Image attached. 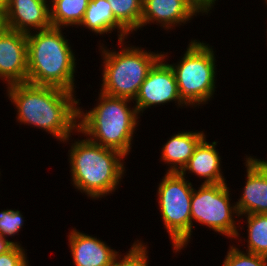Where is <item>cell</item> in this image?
Instances as JSON below:
<instances>
[{
  "instance_id": "cell-1",
  "label": "cell",
  "mask_w": 267,
  "mask_h": 266,
  "mask_svg": "<svg viewBox=\"0 0 267 266\" xmlns=\"http://www.w3.org/2000/svg\"><path fill=\"white\" fill-rule=\"evenodd\" d=\"M7 97L17 109V121L45 130L67 143L78 130V105L74 92L28 82L6 86Z\"/></svg>"
},
{
  "instance_id": "cell-2",
  "label": "cell",
  "mask_w": 267,
  "mask_h": 266,
  "mask_svg": "<svg viewBox=\"0 0 267 266\" xmlns=\"http://www.w3.org/2000/svg\"><path fill=\"white\" fill-rule=\"evenodd\" d=\"M64 36L62 28L52 26L27 34L28 83L76 93L75 52Z\"/></svg>"
},
{
  "instance_id": "cell-3",
  "label": "cell",
  "mask_w": 267,
  "mask_h": 266,
  "mask_svg": "<svg viewBox=\"0 0 267 266\" xmlns=\"http://www.w3.org/2000/svg\"><path fill=\"white\" fill-rule=\"evenodd\" d=\"M68 153L72 185L81 193L97 200L117 190L125 172V155L88 138L75 140Z\"/></svg>"
},
{
  "instance_id": "cell-4",
  "label": "cell",
  "mask_w": 267,
  "mask_h": 266,
  "mask_svg": "<svg viewBox=\"0 0 267 266\" xmlns=\"http://www.w3.org/2000/svg\"><path fill=\"white\" fill-rule=\"evenodd\" d=\"M96 107L89 111L78 107V130L100 146L119 151L126 157L131 151L139 113L132 100L98 93ZM83 109V110H82Z\"/></svg>"
},
{
  "instance_id": "cell-5",
  "label": "cell",
  "mask_w": 267,
  "mask_h": 266,
  "mask_svg": "<svg viewBox=\"0 0 267 266\" xmlns=\"http://www.w3.org/2000/svg\"><path fill=\"white\" fill-rule=\"evenodd\" d=\"M125 40L118 43L121 50H109L100 45L104 67L102 70V86L104 94L132 100L138 94L150 69L162 57V52H149L136 46L125 45ZM125 46V47H124ZM130 46V47H129Z\"/></svg>"
},
{
  "instance_id": "cell-6",
  "label": "cell",
  "mask_w": 267,
  "mask_h": 266,
  "mask_svg": "<svg viewBox=\"0 0 267 266\" xmlns=\"http://www.w3.org/2000/svg\"><path fill=\"white\" fill-rule=\"evenodd\" d=\"M177 63L169 64L174 72L178 92L187 106L207 104L216 91V57L212 46L191 40Z\"/></svg>"
},
{
  "instance_id": "cell-7",
  "label": "cell",
  "mask_w": 267,
  "mask_h": 266,
  "mask_svg": "<svg viewBox=\"0 0 267 266\" xmlns=\"http://www.w3.org/2000/svg\"><path fill=\"white\" fill-rule=\"evenodd\" d=\"M180 173H167L159 183L157 200L173 253L180 252L191 240V197L193 185Z\"/></svg>"
},
{
  "instance_id": "cell-8",
  "label": "cell",
  "mask_w": 267,
  "mask_h": 266,
  "mask_svg": "<svg viewBox=\"0 0 267 266\" xmlns=\"http://www.w3.org/2000/svg\"><path fill=\"white\" fill-rule=\"evenodd\" d=\"M227 183L203 184L198 190L193 189L191 197V235L193 221L207 226L220 235L239 240L240 233L237 229L239 222L235 217H240L236 204L230 203L231 197ZM236 214V215H235ZM236 221H235V220ZM239 237V238H238Z\"/></svg>"
},
{
  "instance_id": "cell-9",
  "label": "cell",
  "mask_w": 267,
  "mask_h": 266,
  "mask_svg": "<svg viewBox=\"0 0 267 266\" xmlns=\"http://www.w3.org/2000/svg\"><path fill=\"white\" fill-rule=\"evenodd\" d=\"M167 56L168 53H162V57L150 69L145 81L139 88L134 99V106L139 115L151 106L156 107L173 101L177 103V107H187L179 95L174 72L169 63L165 61Z\"/></svg>"
},
{
  "instance_id": "cell-10",
  "label": "cell",
  "mask_w": 267,
  "mask_h": 266,
  "mask_svg": "<svg viewBox=\"0 0 267 266\" xmlns=\"http://www.w3.org/2000/svg\"><path fill=\"white\" fill-rule=\"evenodd\" d=\"M27 34L4 28L0 33V78L6 86L27 82Z\"/></svg>"
},
{
  "instance_id": "cell-11",
  "label": "cell",
  "mask_w": 267,
  "mask_h": 266,
  "mask_svg": "<svg viewBox=\"0 0 267 266\" xmlns=\"http://www.w3.org/2000/svg\"><path fill=\"white\" fill-rule=\"evenodd\" d=\"M48 2V0H7L2 13L5 28L25 34L50 28Z\"/></svg>"
},
{
  "instance_id": "cell-12",
  "label": "cell",
  "mask_w": 267,
  "mask_h": 266,
  "mask_svg": "<svg viewBox=\"0 0 267 266\" xmlns=\"http://www.w3.org/2000/svg\"><path fill=\"white\" fill-rule=\"evenodd\" d=\"M246 182L235 202L240 218L246 214H267V161L247 156ZM242 216V217H241Z\"/></svg>"
},
{
  "instance_id": "cell-13",
  "label": "cell",
  "mask_w": 267,
  "mask_h": 266,
  "mask_svg": "<svg viewBox=\"0 0 267 266\" xmlns=\"http://www.w3.org/2000/svg\"><path fill=\"white\" fill-rule=\"evenodd\" d=\"M197 14L201 13L189 0H143L141 28L155 22L164 30L175 29Z\"/></svg>"
},
{
  "instance_id": "cell-14",
  "label": "cell",
  "mask_w": 267,
  "mask_h": 266,
  "mask_svg": "<svg viewBox=\"0 0 267 266\" xmlns=\"http://www.w3.org/2000/svg\"><path fill=\"white\" fill-rule=\"evenodd\" d=\"M68 240L74 266H112L114 257L119 253L106 242L76 228L69 232Z\"/></svg>"
},
{
  "instance_id": "cell-15",
  "label": "cell",
  "mask_w": 267,
  "mask_h": 266,
  "mask_svg": "<svg viewBox=\"0 0 267 266\" xmlns=\"http://www.w3.org/2000/svg\"><path fill=\"white\" fill-rule=\"evenodd\" d=\"M217 141L209 143L206 136L195 147L193 155L180 174L185 177L186 171L204 178L203 184L226 183L221 171V156L216 149Z\"/></svg>"
},
{
  "instance_id": "cell-16",
  "label": "cell",
  "mask_w": 267,
  "mask_h": 266,
  "mask_svg": "<svg viewBox=\"0 0 267 266\" xmlns=\"http://www.w3.org/2000/svg\"><path fill=\"white\" fill-rule=\"evenodd\" d=\"M203 131H183L173 134L161 150V160L168 164L167 173H180L189 158L193 155L195 147L205 137Z\"/></svg>"
},
{
  "instance_id": "cell-17",
  "label": "cell",
  "mask_w": 267,
  "mask_h": 266,
  "mask_svg": "<svg viewBox=\"0 0 267 266\" xmlns=\"http://www.w3.org/2000/svg\"><path fill=\"white\" fill-rule=\"evenodd\" d=\"M79 26L95 34H108L117 29L118 42L127 40L129 33L115 20L108 0H90Z\"/></svg>"
},
{
  "instance_id": "cell-18",
  "label": "cell",
  "mask_w": 267,
  "mask_h": 266,
  "mask_svg": "<svg viewBox=\"0 0 267 266\" xmlns=\"http://www.w3.org/2000/svg\"><path fill=\"white\" fill-rule=\"evenodd\" d=\"M90 0H52L49 3L52 27L79 26ZM65 26V27H64Z\"/></svg>"
},
{
  "instance_id": "cell-19",
  "label": "cell",
  "mask_w": 267,
  "mask_h": 266,
  "mask_svg": "<svg viewBox=\"0 0 267 266\" xmlns=\"http://www.w3.org/2000/svg\"><path fill=\"white\" fill-rule=\"evenodd\" d=\"M115 20L129 33L141 30L143 0H108Z\"/></svg>"
},
{
  "instance_id": "cell-20",
  "label": "cell",
  "mask_w": 267,
  "mask_h": 266,
  "mask_svg": "<svg viewBox=\"0 0 267 266\" xmlns=\"http://www.w3.org/2000/svg\"><path fill=\"white\" fill-rule=\"evenodd\" d=\"M247 249L246 252L267 257V214H246Z\"/></svg>"
},
{
  "instance_id": "cell-21",
  "label": "cell",
  "mask_w": 267,
  "mask_h": 266,
  "mask_svg": "<svg viewBox=\"0 0 267 266\" xmlns=\"http://www.w3.org/2000/svg\"><path fill=\"white\" fill-rule=\"evenodd\" d=\"M147 245L143 241H135L128 253L114 257L112 266H148ZM122 258V259H121Z\"/></svg>"
},
{
  "instance_id": "cell-22",
  "label": "cell",
  "mask_w": 267,
  "mask_h": 266,
  "mask_svg": "<svg viewBox=\"0 0 267 266\" xmlns=\"http://www.w3.org/2000/svg\"><path fill=\"white\" fill-rule=\"evenodd\" d=\"M222 266H267V257L241 251L234 245L229 247Z\"/></svg>"
},
{
  "instance_id": "cell-23",
  "label": "cell",
  "mask_w": 267,
  "mask_h": 266,
  "mask_svg": "<svg viewBox=\"0 0 267 266\" xmlns=\"http://www.w3.org/2000/svg\"><path fill=\"white\" fill-rule=\"evenodd\" d=\"M24 222L25 221L22 213H20V210H2L0 212V235L5 239H7L8 236H15V234L18 235Z\"/></svg>"
},
{
  "instance_id": "cell-24",
  "label": "cell",
  "mask_w": 267,
  "mask_h": 266,
  "mask_svg": "<svg viewBox=\"0 0 267 266\" xmlns=\"http://www.w3.org/2000/svg\"><path fill=\"white\" fill-rule=\"evenodd\" d=\"M24 247L14 245L9 251L0 254V266H29Z\"/></svg>"
},
{
  "instance_id": "cell-25",
  "label": "cell",
  "mask_w": 267,
  "mask_h": 266,
  "mask_svg": "<svg viewBox=\"0 0 267 266\" xmlns=\"http://www.w3.org/2000/svg\"><path fill=\"white\" fill-rule=\"evenodd\" d=\"M195 7L196 9L202 14H208L209 12L211 13L210 10H212V8L215 5V1L218 0H189ZM213 6V7H212Z\"/></svg>"
},
{
  "instance_id": "cell-26",
  "label": "cell",
  "mask_w": 267,
  "mask_h": 266,
  "mask_svg": "<svg viewBox=\"0 0 267 266\" xmlns=\"http://www.w3.org/2000/svg\"><path fill=\"white\" fill-rule=\"evenodd\" d=\"M20 243L5 239L0 235V254L9 251L14 245H19Z\"/></svg>"
},
{
  "instance_id": "cell-27",
  "label": "cell",
  "mask_w": 267,
  "mask_h": 266,
  "mask_svg": "<svg viewBox=\"0 0 267 266\" xmlns=\"http://www.w3.org/2000/svg\"><path fill=\"white\" fill-rule=\"evenodd\" d=\"M6 4H7V0H0V14L4 12Z\"/></svg>"
},
{
  "instance_id": "cell-28",
  "label": "cell",
  "mask_w": 267,
  "mask_h": 266,
  "mask_svg": "<svg viewBox=\"0 0 267 266\" xmlns=\"http://www.w3.org/2000/svg\"><path fill=\"white\" fill-rule=\"evenodd\" d=\"M4 28H5V22H4L2 14H0V33Z\"/></svg>"
}]
</instances>
